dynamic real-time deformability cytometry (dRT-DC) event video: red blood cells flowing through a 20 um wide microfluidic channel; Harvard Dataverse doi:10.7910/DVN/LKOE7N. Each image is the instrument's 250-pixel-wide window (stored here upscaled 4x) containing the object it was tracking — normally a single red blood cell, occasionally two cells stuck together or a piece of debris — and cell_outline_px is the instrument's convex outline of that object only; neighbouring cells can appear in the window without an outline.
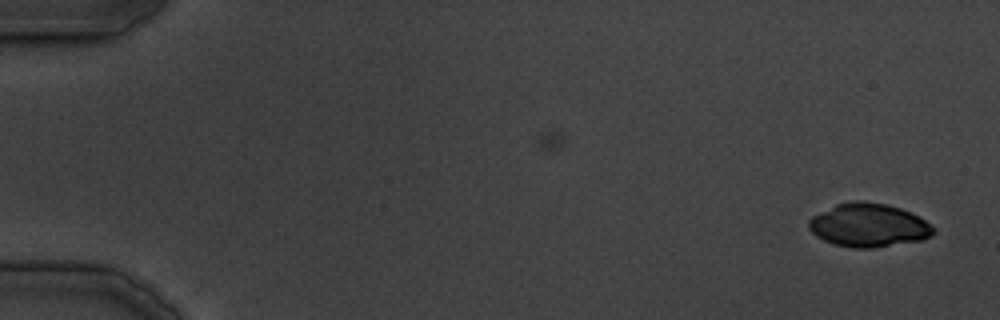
{"species": "common noctule bat (a hibernating species)", "species_latin": "Nyctalus noctula", "temperature_condition": "cold", "stored_images_in_passage": 34, "camera_frame_rate_fps": 3000, "um_per_image_px": 0.085, "animal": {"sex": "male", "body_mass_g": 19.5, "forearm_length_mm": 54.6}, "frame": {"image": 1, "passage_image": 1, "time_ms": 0.0, "image_size_px": [1000, 320], "cell_outline_px": [[936, 232], [932, 236], [924, 240], [872, 248], [852, 248], [832, 244], [816, 236], [808, 228], [808, 220], [812, 216], [836, 204], [852, 200], [864, 200], [884, 204], [900, 208], [912, 212], [936, 228]], "centroid_in_image_um": [73.84, 19.15], "position_along_channel_um": 11.2, "area_um2": 31.96}}